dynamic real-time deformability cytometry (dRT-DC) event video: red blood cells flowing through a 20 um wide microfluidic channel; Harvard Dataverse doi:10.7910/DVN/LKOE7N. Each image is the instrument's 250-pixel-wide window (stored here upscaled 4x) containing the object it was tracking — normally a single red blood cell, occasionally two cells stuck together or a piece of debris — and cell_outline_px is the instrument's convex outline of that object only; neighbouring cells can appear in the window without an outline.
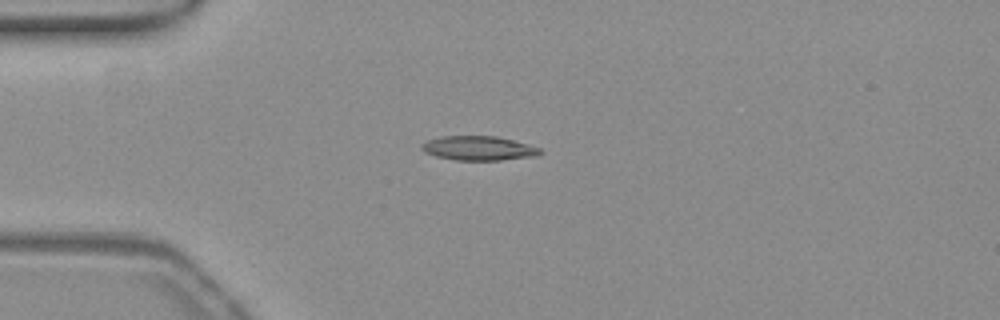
{"species": "common noctule bat (a hibernating species)", "species_latin": "Nyctalus noctula", "temperature_condition": "warm", "stored_images_in_passage": 40, "camera_frame_rate_fps": 3000, "um_per_image_px": 0.085, "animal": {"sex": "female", "body_mass_g": 19.3, "forearm_length_mm": 54.1}, "frame": {"image": 1, "passage_image": 1, "time_ms": 0.0, "image_size_px": [1000, 320], "cell_outline_px": [[540, 156], [500, 160], [456, 160], [436, 156], [424, 152], [420, 148], [420, 144], [428, 140], [440, 136], [496, 136], [528, 144], [540, 148]], "centroid_in_image_um": [40.66, 12.6], "position_along_channel_um": 44.3, "area_um2": 16.82}}
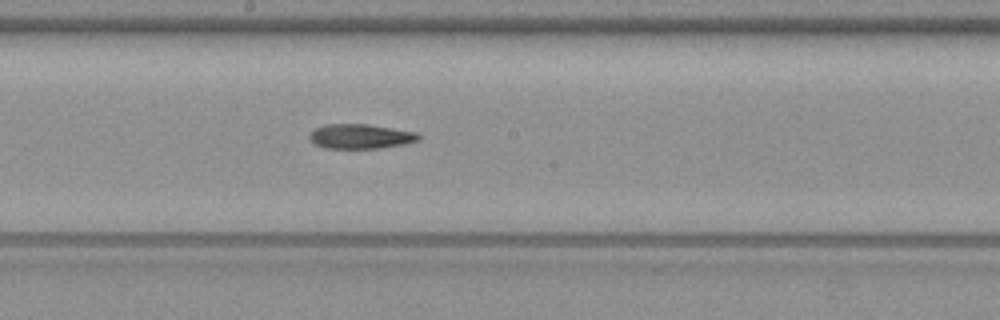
{"frame": {"image": 2, "passage_image": 16, "time_ms": 5.0, "image_size_px": [1000, 320], "cell_outline_px": [[420, 140], [404, 144], [380, 148], [324, 148], [316, 144], [308, 136], [316, 128], [324, 124], [368, 124], [416, 132], [420, 136]], "centroid_in_image_um": [30.66, 11.59], "position_along_channel_um": 217.5, "area_um2": 15.55}}
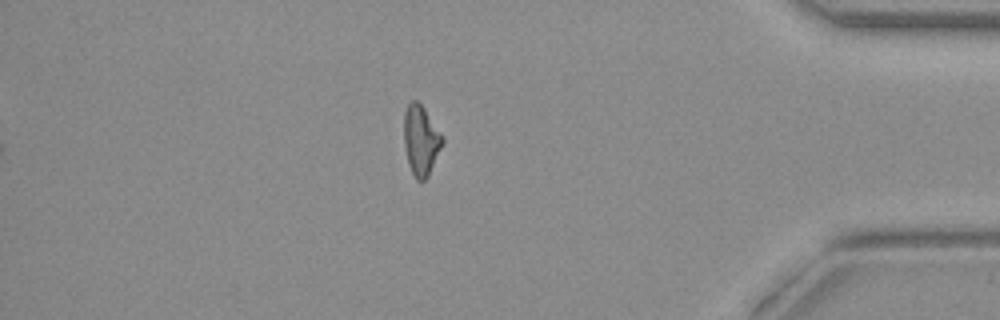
{"frame": {"image": 3, "passage_image": 33, "time_ms": 10.667, "image_size_px": [1000, 320], "cell_outline_px": [[444, 140], [428, 176], [424, 180], [416, 180], [408, 164], [404, 144], [404, 112], [408, 104], [412, 100], [416, 100], [424, 108], [444, 136]], "centroid_in_image_um": [35.77, 11.91], "position_along_channel_um": 399.4, "area_um2": 15.61}, "authors_computed_cell_mechanics": {"area_um2": 15.6638, "velocity_mm_per_s": 3.8863, "shape_relaxation_time_tau1_ms": null, "shape_relaxation_time_tau2_ms": 7.5096, "deformation_change_tau1": null, "deformation_change_tau2": 0.2197}}